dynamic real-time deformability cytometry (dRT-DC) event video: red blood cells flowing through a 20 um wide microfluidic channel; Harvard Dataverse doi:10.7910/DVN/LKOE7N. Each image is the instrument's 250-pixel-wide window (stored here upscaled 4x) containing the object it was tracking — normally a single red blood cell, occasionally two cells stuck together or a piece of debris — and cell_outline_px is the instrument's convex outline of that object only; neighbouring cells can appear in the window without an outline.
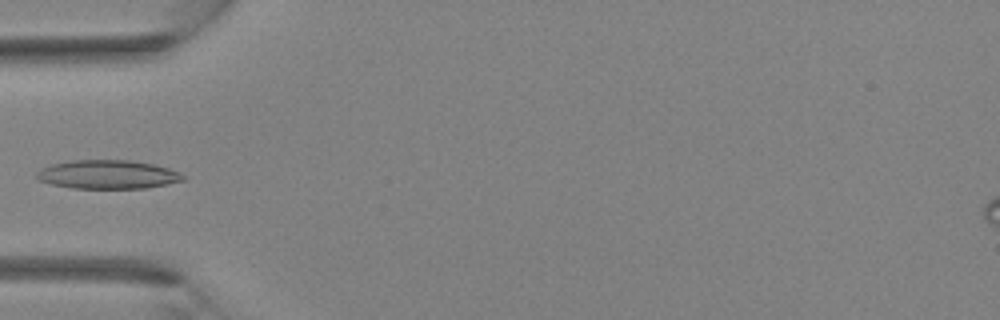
{"species": "Egyptian fruit bat (a non-hibernating species)", "species_latin": "Rousettus aegyptiacus", "temperature_condition": "room temperature", "stored_images_in_passage": 3, "camera_frame_rate_fps": 3000, "um_per_image_px": 0.085, "animal": {"sex": "female"}, "frame": {"image": 1, "passage_image": 3, "time_ms": 2.333, "image_size_px": [1000, 320], "cell_outline_px": [[188, 176], [184, 180], [144, 188], [72, 188], [52, 184], [40, 180], [36, 176], [36, 172], [40, 168], [52, 164], [72, 160], [128, 160], [152, 164], [168, 168]], "centroid_in_image_um": [9.14, 14.82], "position_along_channel_um": 75.9, "area_um2": 24.33}}